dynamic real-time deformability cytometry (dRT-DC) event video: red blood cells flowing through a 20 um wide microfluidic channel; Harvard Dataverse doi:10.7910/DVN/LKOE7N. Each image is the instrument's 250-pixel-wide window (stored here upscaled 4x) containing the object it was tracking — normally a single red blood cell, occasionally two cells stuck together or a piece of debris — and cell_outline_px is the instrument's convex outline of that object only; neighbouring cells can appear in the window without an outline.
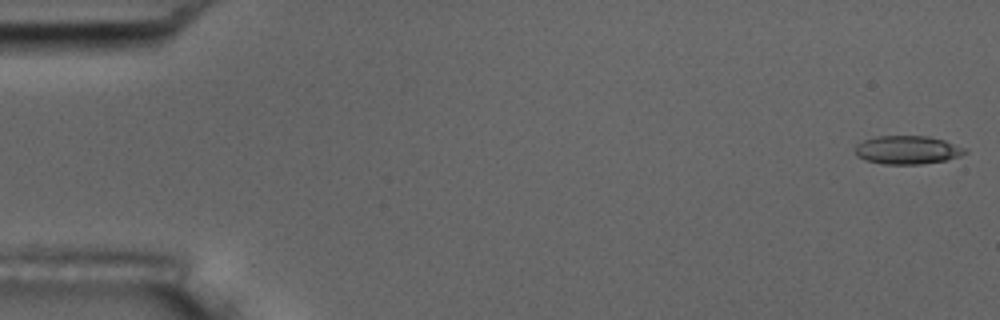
{"species": "common noctule bat (a hibernating species)", "species_latin": "Nyctalus noctula", "temperature_condition": "room temperature", "stored_images_in_passage": 6, "camera_frame_rate_fps": 3000, "um_per_image_px": 0.085, "animal": {"sex": "male", "body_mass_g": 17.5, "forearm_length_mm": 52.3}, "frame": {"image": 1, "passage_image": 1, "time_ms": 0.0, "image_size_px": [1000, 320], "cell_outline_px": [[968, 152], [960, 156], [944, 160], [920, 164], [884, 164], [864, 160], [856, 156], [856, 144], [864, 140], [876, 136], [928, 136], [944, 140], [968, 148]], "centroid_in_image_um": [77.14, 12.74], "position_along_channel_um": 7.9, "area_um2": 18.26}}
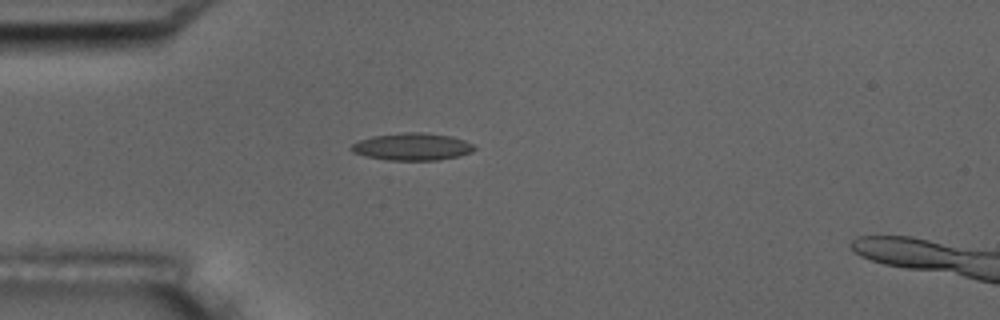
{"frame": {"image": 2, "passage_image": 5, "time_ms": 4.667, "image_size_px": [1000, 320], "cell_outline_px": [[476, 148], [472, 152], [460, 156], [436, 160], [388, 160], [364, 156], [352, 152], [348, 148], [352, 144], [360, 140], [372, 136], [404, 132], [424, 132], [452, 136], [464, 140], [472, 144]], "centroid_in_image_um": [35.02, 12.47], "position_along_channel_um": 50.0, "area_um2": 19.71}}